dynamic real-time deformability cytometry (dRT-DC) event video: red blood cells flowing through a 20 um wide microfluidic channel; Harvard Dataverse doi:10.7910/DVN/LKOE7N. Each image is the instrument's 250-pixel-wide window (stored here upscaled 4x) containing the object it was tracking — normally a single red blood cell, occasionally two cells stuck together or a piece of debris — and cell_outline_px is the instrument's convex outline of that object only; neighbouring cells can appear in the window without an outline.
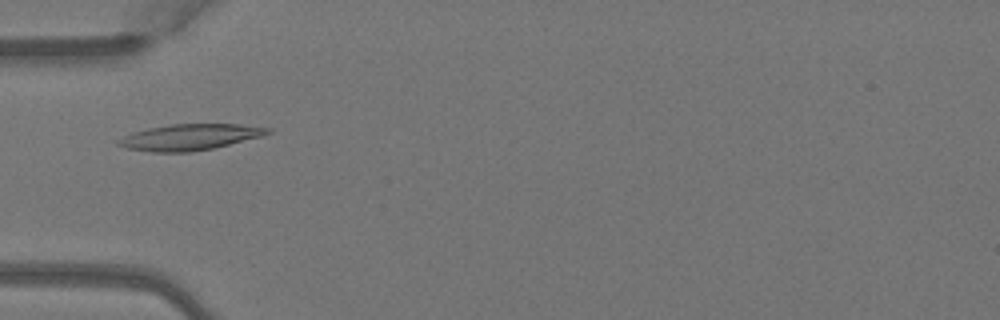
{"species": "Egyptian fruit bat (a non-hibernating species)", "species_latin": "Rousettus aegyptiacus", "temperature_condition": "warm", "stored_images_in_passage": 5, "camera_frame_rate_fps": 3000, "um_per_image_px": 0.085, "animal": {"sex": "female"}, "frame": {"image": 1, "passage_image": 4, "time_ms": 1.0, "image_size_px": [1000, 320], "cell_outline_px": [[272, 132], [260, 136], [212, 148], [192, 152], [152, 152], [124, 148], [116, 144], [116, 140], [132, 132], [148, 128], [172, 124], [240, 124], [272, 128]], "centroid_in_image_um": [16.08, 11.65], "position_along_channel_um": 68.9, "area_um2": 22.6}}
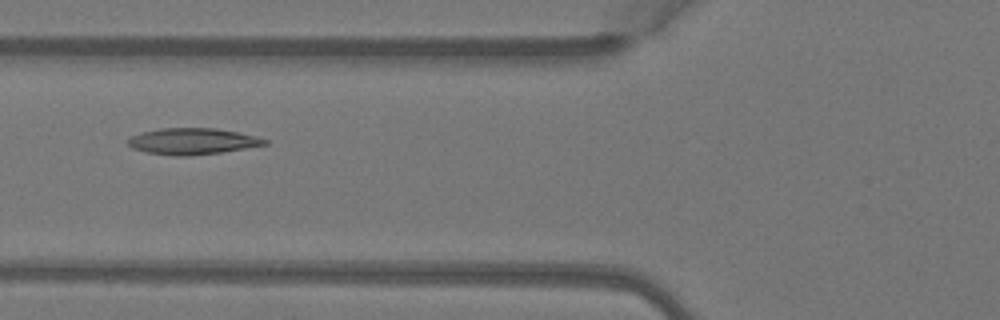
{"frame": {"image": 2, "passage_image": 5, "time_ms": 1.333, "image_size_px": [1000, 320], "cell_outline_px": [[268, 144], [220, 152], [188, 156], [172, 156], [144, 152], [132, 148], [124, 140], [128, 136], [140, 132], [160, 128], [216, 128], [256, 136], [268, 140]], "centroid_in_image_um": [16.26, 12.01], "position_along_channel_um": 109.5, "area_um2": 21.15}}